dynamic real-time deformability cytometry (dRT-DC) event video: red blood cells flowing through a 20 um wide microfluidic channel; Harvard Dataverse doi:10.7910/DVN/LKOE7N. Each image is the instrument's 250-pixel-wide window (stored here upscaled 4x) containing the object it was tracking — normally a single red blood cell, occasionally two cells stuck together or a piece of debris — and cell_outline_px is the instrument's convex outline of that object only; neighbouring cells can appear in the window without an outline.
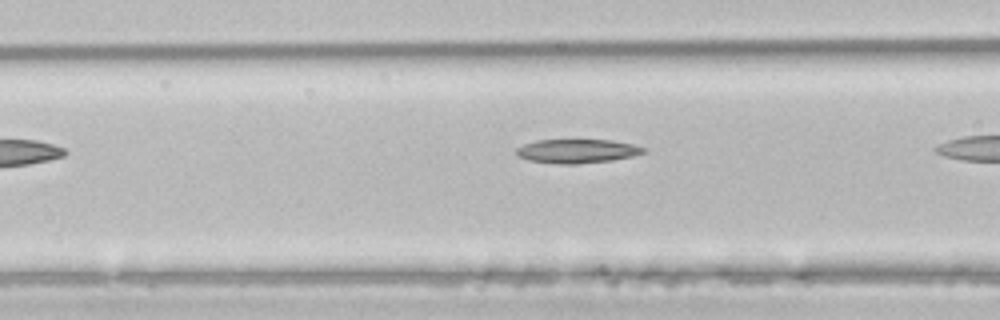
{"species": "common noctule bat (a hibernating species)", "species_latin": "Nyctalus noctula", "temperature_condition": "room temperature", "stored_images_in_passage": 10, "camera_frame_rate_fps": 3000, "um_per_image_px": 0.085, "animal": {"sex": "male", "body_mass_g": 21.5, "forearm_length_mm": 52.0}, "frame": {"image": 1, "passage_image": 5, "time_ms": 1.333, "image_size_px": [1000, 320], "cell_outline_px": [[644, 152], [632, 156], [612, 160], [576, 164], [560, 164], [528, 160], [520, 156], [516, 152], [516, 148], [524, 144], [536, 140], [612, 140], [632, 144], [644, 148]], "centroid_in_image_um": [49.03, 12.84], "position_along_channel_um": 117.6, "area_um2": 17.51}}